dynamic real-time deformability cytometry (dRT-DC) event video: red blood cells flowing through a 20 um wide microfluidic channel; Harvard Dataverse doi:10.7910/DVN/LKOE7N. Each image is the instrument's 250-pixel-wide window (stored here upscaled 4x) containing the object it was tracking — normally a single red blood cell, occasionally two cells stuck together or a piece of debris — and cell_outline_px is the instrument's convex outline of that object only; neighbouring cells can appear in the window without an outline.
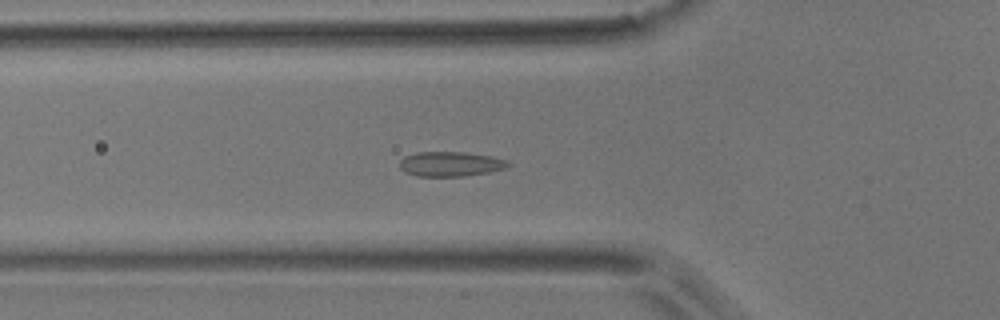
{"species": "common noctule bat (a hibernating species)", "species_latin": "Nyctalus noctula", "temperature_condition": "room temperature", "stored_images_in_passage": 37, "camera_frame_rate_fps": 3000, "um_per_image_px": 0.085, "animal": {"sex": "male", "body_mass_g": 17.9}, "frame": {"image": 1, "passage_image": 2, "time_ms": 0.333, "image_size_px": [1000, 320], "cell_outline_px": [[512, 164], [504, 168], [488, 172], [464, 176], [416, 176], [404, 172], [400, 168], [400, 160], [404, 156], [416, 152], [464, 152], [492, 156], [508, 160]], "centroid_in_image_um": [38.28, 13.93], "position_along_channel_um": 87.5, "area_um2": 15.72}}
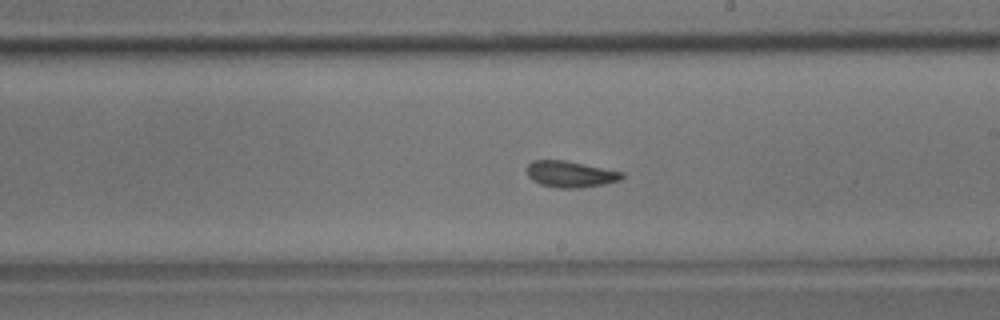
{"frame": {"image": 2, "passage_image": 14, "time_ms": 4.333, "image_size_px": [1000, 320], "cell_outline_px": [[624, 176], [620, 180], [604, 184], [580, 188], [556, 188], [540, 184], [532, 180], [528, 176], [528, 164], [532, 160], [564, 160], [624, 172]], "centroid_in_image_um": [48.48, 14.81], "position_along_channel_um": 240.5, "area_um2": 14.57}}
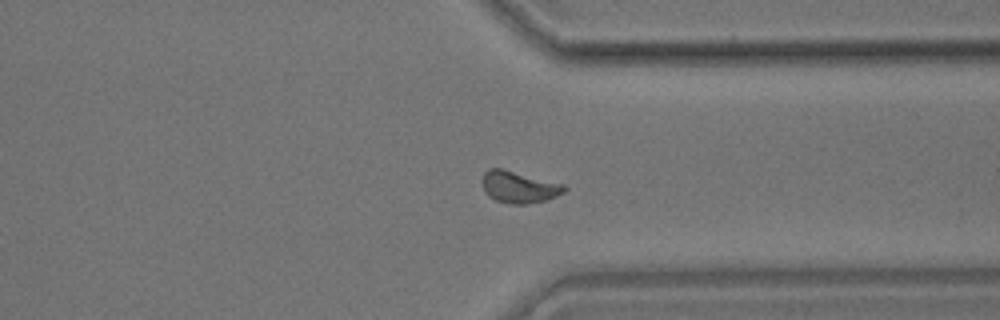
{"frame": {"image": 3, "passage_image": 24, "time_ms": 7.667, "image_size_px": [1000, 320], "cell_outline_px": [[568, 188], [564, 192], [556, 196], [544, 200], [528, 204], [512, 204], [496, 200], [488, 196], [484, 192], [480, 180], [484, 172], [488, 168], [504, 168], [564, 184]], "centroid_in_image_um": [44.07, 15.88], "position_along_channel_um": 367.3, "area_um2": 15.49}}